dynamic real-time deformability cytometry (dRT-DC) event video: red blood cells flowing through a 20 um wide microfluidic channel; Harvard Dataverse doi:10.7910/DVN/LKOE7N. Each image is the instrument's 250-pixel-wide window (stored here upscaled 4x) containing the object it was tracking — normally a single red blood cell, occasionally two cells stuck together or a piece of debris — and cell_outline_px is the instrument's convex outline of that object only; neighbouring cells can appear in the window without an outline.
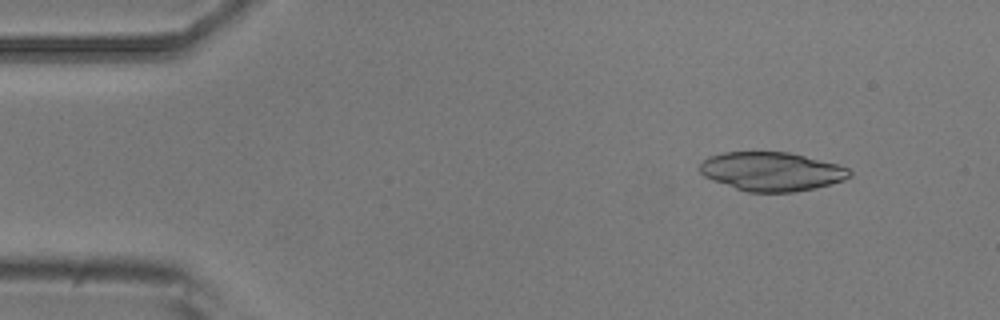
{"species": "common noctule bat (a hibernating species)", "species_latin": "Nyctalus noctula", "temperature_condition": "room temperature", "stored_images_in_passage": 19, "camera_frame_rate_fps": 3000, "um_per_image_px": 0.085, "animal": {"sex": "male", "body_mass_g": 20.5, "forearm_length_mm": 52.5}, "frame": {"image": 1, "passage_image": 6, "time_ms": 1.667, "image_size_px": [1000, 320], "cell_outline_px": [[852, 176], [844, 180], [816, 188], [796, 192], [748, 192], [712, 180], [704, 176], [700, 172], [700, 164], [708, 156], [724, 152], [788, 152], [836, 164], [848, 168], [852, 172]], "centroid_in_image_um": [65.59, 14.58], "position_along_channel_um": 19.4, "area_um2": 33.81}}